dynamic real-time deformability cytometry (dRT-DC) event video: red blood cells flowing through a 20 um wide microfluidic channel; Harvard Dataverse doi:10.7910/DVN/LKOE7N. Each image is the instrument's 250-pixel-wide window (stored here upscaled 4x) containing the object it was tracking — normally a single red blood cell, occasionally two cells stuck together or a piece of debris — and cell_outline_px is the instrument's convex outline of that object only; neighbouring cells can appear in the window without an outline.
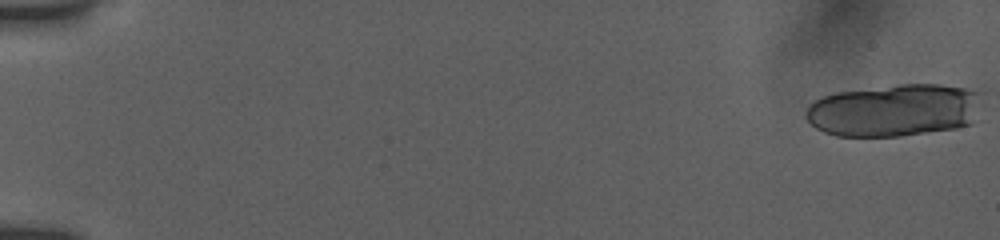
{"species": "human", "species_latin": "Homo sapiens", "temperature_condition": "room temperature", "stored_images_in_passage": 17, "camera_frame_rate_fps": 3000, "um_per_image_px": 0.085, "donor": {"sex": "female"}, "frame": {"image": 1, "passage_image": 1, "time_ms": 0.0, "image_size_px": [1000, 240], "cell_outline_px": [[984, 92], [972, 124], [956, 128], [900, 136], [836, 136], [824, 132], [816, 128], [804, 116], [808, 104], [824, 96], [836, 92], [900, 84], [940, 84], [964, 88]], "centroid_in_image_um": [76.03, 9.37], "position_along_channel_um": 9.0, "area_um2": 54.16}}